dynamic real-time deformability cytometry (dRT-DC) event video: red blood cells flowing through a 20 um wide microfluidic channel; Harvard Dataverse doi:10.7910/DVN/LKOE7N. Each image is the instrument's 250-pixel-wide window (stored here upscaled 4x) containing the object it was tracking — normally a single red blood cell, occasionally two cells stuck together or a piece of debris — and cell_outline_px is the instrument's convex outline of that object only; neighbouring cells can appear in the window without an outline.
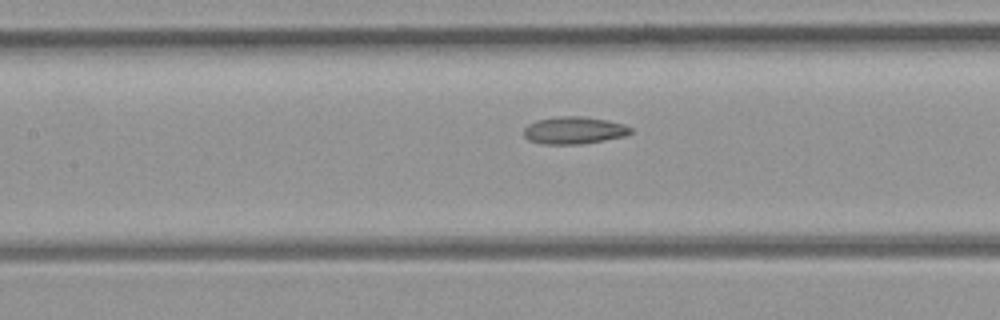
{"species": "common noctule bat (a hibernating species)", "species_latin": "Nyctalus noctula", "temperature_condition": "room temperature", "stored_images_in_passage": 23, "camera_frame_rate_fps": 3000, "um_per_image_px": 0.085, "animal": {"sex": "female", "body_mass_g": 21.9}, "frame": {"image": 1, "passage_image": 14, "time_ms": 4.333, "image_size_px": [1000, 320], "cell_outline_px": [[632, 132], [624, 136], [584, 144], [544, 144], [528, 140], [524, 136], [524, 128], [528, 124], [536, 120], [560, 116], [584, 116], [608, 120], [624, 124], [632, 128]], "centroid_in_image_um": [48.79, 11.07], "position_along_channel_um": 158.6, "area_um2": 17.11}}
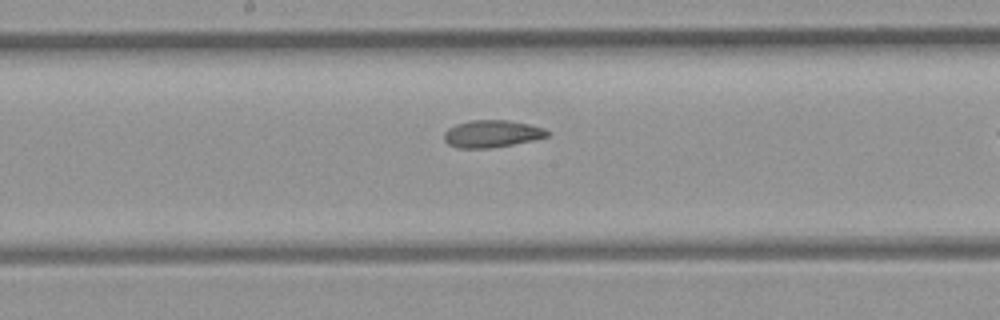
{"frame": {"image": 2, "passage_image": 17, "time_ms": 5.333, "image_size_px": [1000, 320], "cell_outline_px": [[548, 136], [532, 140], [512, 144], [488, 148], [456, 148], [448, 144], [444, 140], [444, 132], [448, 128], [456, 124], [468, 120], [508, 120], [528, 124], [544, 128], [548, 132]], "centroid_in_image_um": [41.75, 11.36], "position_along_channel_um": 206.4, "area_um2": 16.3}}
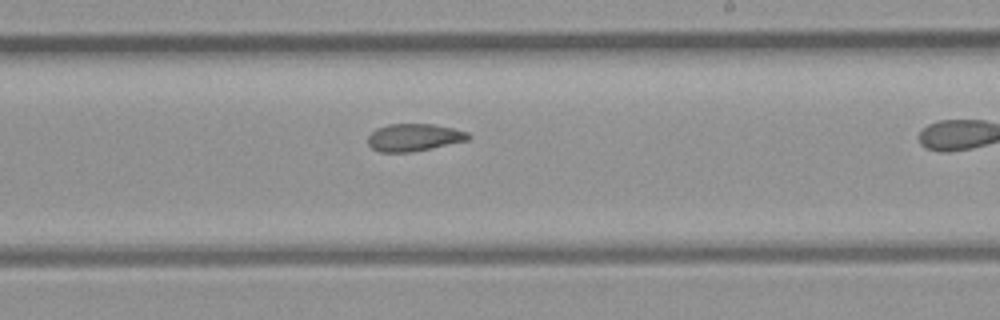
{"frame": {"image": 3, "passage_image": 20, "time_ms": 6.333, "image_size_px": [1000, 320], "cell_outline_px": [[472, 136], [468, 140], [432, 148], [408, 152], [380, 152], [372, 148], [368, 144], [368, 136], [376, 128], [388, 124], [432, 124], [452, 128], [468, 132]], "centroid_in_image_um": [35.18, 11.68], "position_along_channel_um": 253.8, "area_um2": 16.01}}